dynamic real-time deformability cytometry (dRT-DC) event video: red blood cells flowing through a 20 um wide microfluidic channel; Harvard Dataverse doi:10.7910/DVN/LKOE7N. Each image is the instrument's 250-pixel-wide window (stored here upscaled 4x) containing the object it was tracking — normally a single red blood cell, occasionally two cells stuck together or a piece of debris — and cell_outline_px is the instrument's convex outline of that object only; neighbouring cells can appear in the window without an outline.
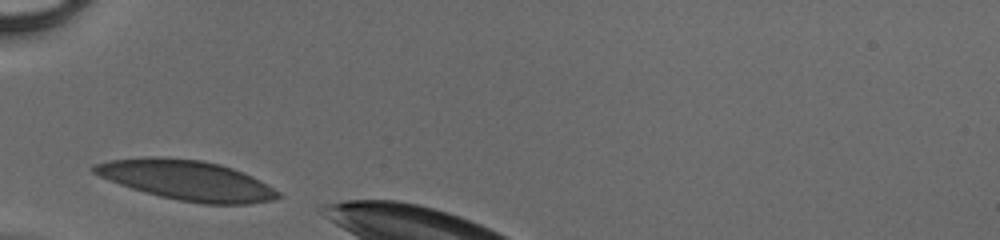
{"species": "human", "species_latin": "Homo sapiens", "temperature_condition": "cold", "stored_images_in_passage": 4, "camera_frame_rate_fps": 3000, "um_per_image_px": 0.085, "donor": {"sex": "male"}, "frame": {"image": 1, "passage_image": 1, "time_ms": 0.0, "image_size_px": [1000, 240], "cell_outline_px": [[280, 196], [272, 200], [248, 204], [204, 204], [180, 200], [160, 196], [144, 192], [120, 184], [100, 176], [92, 172], [92, 168], [96, 164], [108, 160], [148, 156], [160, 156], [200, 160], [220, 164], [244, 172], [260, 180], [280, 192]], "centroid_in_image_um": [15.88, 15.31], "position_along_channel_um": 69.1, "area_um2": 42.6}}